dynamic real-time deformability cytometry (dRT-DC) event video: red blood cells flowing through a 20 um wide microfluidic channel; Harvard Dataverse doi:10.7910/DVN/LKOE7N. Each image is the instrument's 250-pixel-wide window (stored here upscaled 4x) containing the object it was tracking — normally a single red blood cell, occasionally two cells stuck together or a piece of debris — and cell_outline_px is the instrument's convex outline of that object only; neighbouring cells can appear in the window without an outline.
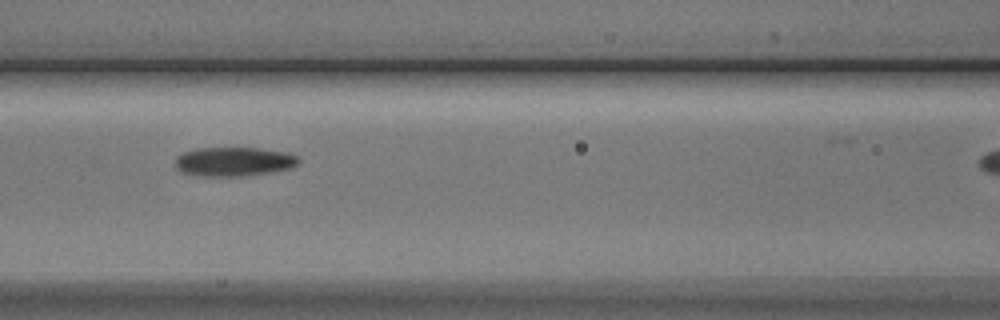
{"species": "Egyptian fruit bat (a non-hibernating species)", "species_latin": "Rousettus aegyptiacus", "temperature_condition": "cold", "stored_images_in_passage": 6, "camera_frame_rate_fps": 3000, "um_per_image_px": 0.085, "animal": {"sex": "male"}, "frame": {"image": 1, "passage_image": 3, "time_ms": 2.333, "image_size_px": [1000, 320], "cell_outline_px": [[300, 160], [296, 164], [288, 168], [272, 172], [240, 176], [204, 176], [180, 172], [176, 168], [176, 156], [184, 152], [196, 148], [260, 148], [288, 152], [296, 156]], "centroid_in_image_um": [19.85, 13.73], "position_along_channel_um": 146.7, "area_um2": 20.87}}
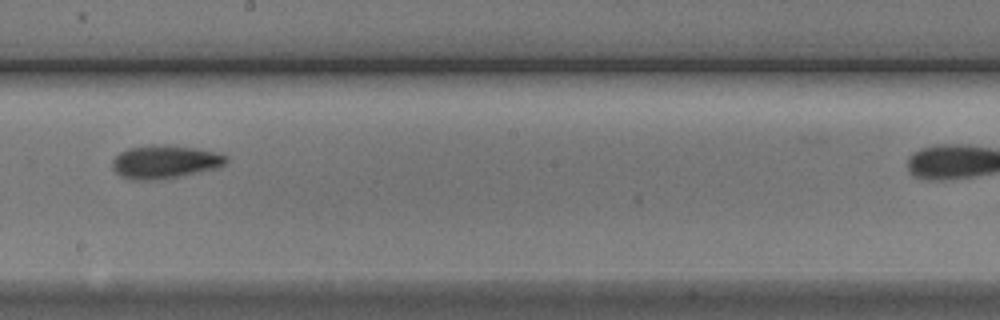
{"frame": {"image": 2, "passage_image": 5, "time_ms": 4.667, "image_size_px": [1000, 320], "cell_outline_px": [[228, 160], [224, 164], [216, 168], [180, 176], [156, 180], [132, 180], [120, 176], [112, 168], [112, 160], [120, 152], [128, 148], [152, 144], [164, 144], [192, 148], [216, 152], [228, 156]], "centroid_in_image_um": [13.98, 13.75], "position_along_channel_um": 234.2, "area_um2": 22.08}}